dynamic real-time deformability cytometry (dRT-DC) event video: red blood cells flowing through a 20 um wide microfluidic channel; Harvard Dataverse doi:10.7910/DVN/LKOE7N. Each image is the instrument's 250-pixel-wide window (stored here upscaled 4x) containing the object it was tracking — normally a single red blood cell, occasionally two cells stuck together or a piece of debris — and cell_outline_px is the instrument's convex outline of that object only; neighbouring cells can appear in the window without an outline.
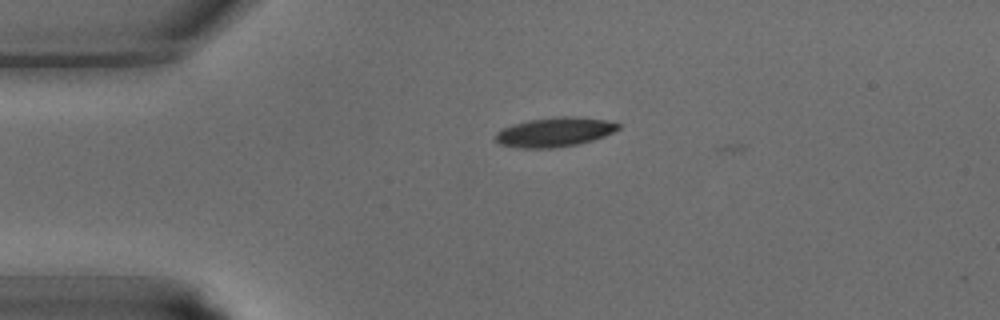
{"species": "common noctule bat (a hibernating species)", "species_latin": "Nyctalus noctula", "temperature_condition": "warm", "stored_images_in_passage": 3, "camera_frame_rate_fps": 3000, "um_per_image_px": 0.085, "animal": {"sex": "male", "body_mass_g": 15.6}, "frame": {"image": 1, "passage_image": 1, "time_ms": 0.0, "image_size_px": [1000, 320], "cell_outline_px": [[620, 128], [604, 136], [580, 144], [552, 148], [520, 148], [500, 144], [496, 140], [496, 132], [512, 124], [528, 120], [560, 116], [580, 116], [608, 120], [620, 124]], "centroid_in_image_um": [47.17, 11.22], "position_along_channel_um": 37.8, "area_um2": 21.1}}